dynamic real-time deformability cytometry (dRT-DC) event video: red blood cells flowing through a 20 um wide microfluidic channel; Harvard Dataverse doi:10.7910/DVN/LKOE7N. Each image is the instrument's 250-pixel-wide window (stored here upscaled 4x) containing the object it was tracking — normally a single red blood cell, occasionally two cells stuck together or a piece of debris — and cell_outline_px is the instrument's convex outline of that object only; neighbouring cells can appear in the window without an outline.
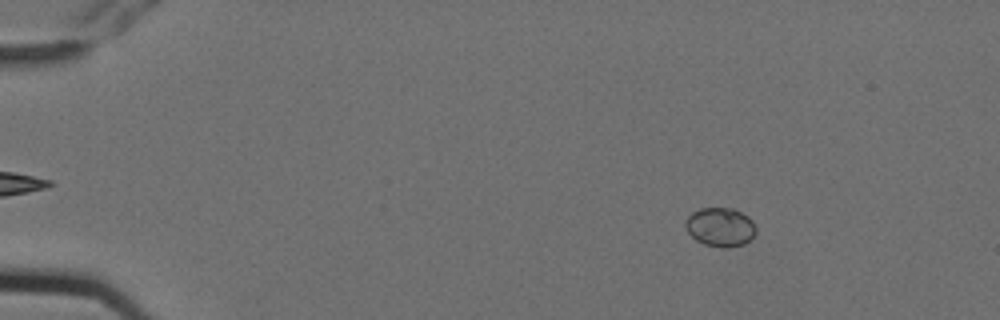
{"species": "Egyptian fruit bat (a non-hibernating species)", "species_latin": "Rousettus aegyptiacus", "temperature_condition": "cold", "stored_images_in_passage": 6, "camera_frame_rate_fps": 3000, "um_per_image_px": 0.085, "animal": {"sex": "female"}, "frame": {"image": 1, "passage_image": 2, "time_ms": 0.333, "image_size_px": [1000, 320], "cell_outline_px": [[756, 232], [752, 240], [744, 244], [728, 248], [720, 248], [704, 244], [696, 240], [688, 232], [684, 224], [684, 220], [692, 212], [700, 208], [732, 208], [748, 216], [752, 220], [756, 228]], "centroid_in_image_um": [61.23, 19.31], "position_along_channel_um": 23.8, "area_um2": 16.24}}
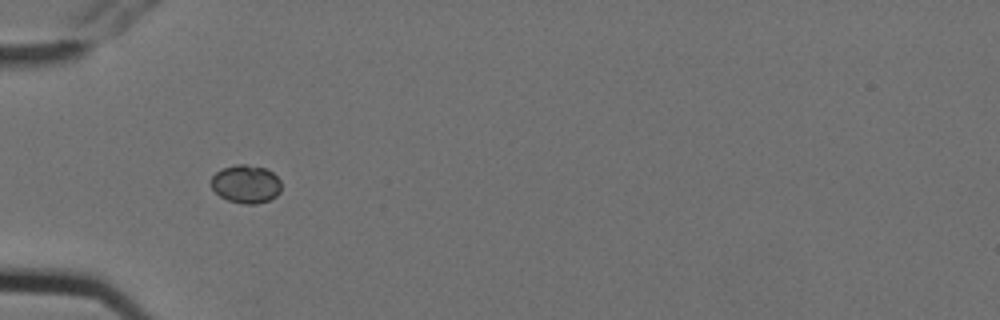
{"frame": {"image": 2, "passage_image": 5, "time_ms": 1.333, "image_size_px": [1000, 320], "cell_outline_px": [[280, 192], [276, 196], [268, 200], [256, 204], [244, 204], [228, 200], [220, 196], [212, 188], [212, 176], [216, 172], [224, 168], [236, 164], [244, 164], [264, 168], [272, 172], [280, 180]], "centroid_in_image_um": [20.91, 15.65], "position_along_channel_um": 64.1, "area_um2": 15.43}}
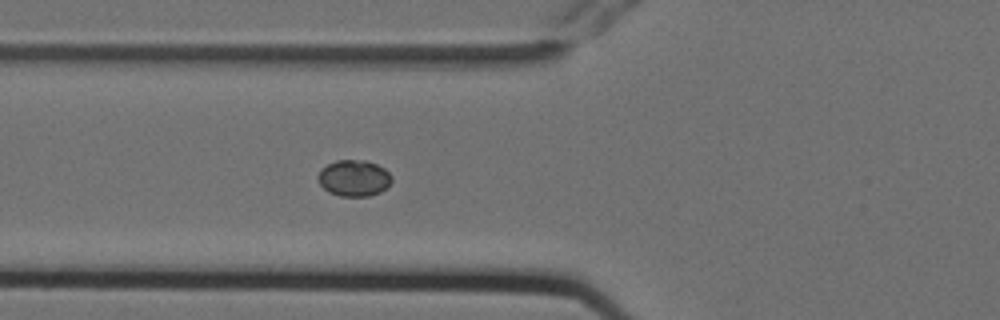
{"frame": {"image": 3, "passage_image": 6, "time_ms": 1.667, "image_size_px": [1000, 320], "cell_outline_px": [[392, 180], [380, 192], [368, 196], [340, 196], [328, 192], [320, 184], [316, 176], [320, 168], [336, 160], [364, 160], [376, 164], [384, 168], [392, 176]], "centroid_in_image_um": [30.05, 15.13], "position_along_channel_um": 95.8, "area_um2": 15.61}}